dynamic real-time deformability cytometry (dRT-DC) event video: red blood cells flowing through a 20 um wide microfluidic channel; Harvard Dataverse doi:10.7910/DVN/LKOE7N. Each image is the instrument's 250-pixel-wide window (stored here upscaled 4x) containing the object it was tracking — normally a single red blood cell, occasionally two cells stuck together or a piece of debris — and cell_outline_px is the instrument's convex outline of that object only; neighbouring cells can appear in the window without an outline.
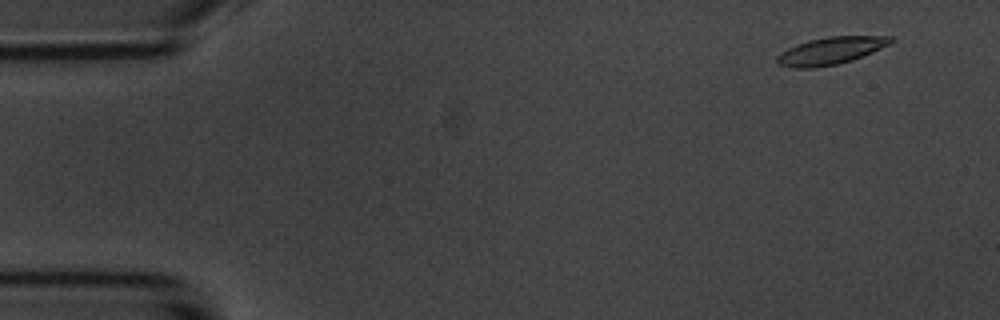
{"species": "common noctule bat (a hibernating species)", "species_latin": "Nyctalus noctula", "temperature_condition": "room temperature", "stored_images_in_passage": 5, "camera_frame_rate_fps": 3000, "um_per_image_px": 0.085, "animal": {"sex": "male", "body_mass_g": 20.1, "forearm_length_mm": 53.5}, "frame": {"image": 1, "passage_image": 1, "time_ms": 0.0, "image_size_px": [1000, 320], "cell_outline_px": [[896, 40], [892, 44], [852, 60], [836, 64], [816, 68], [792, 68], [776, 64], [776, 56], [788, 48], [796, 44], [828, 36], [892, 36]], "centroid_in_image_um": [70.63, 4.32], "position_along_channel_um": 14.4, "area_um2": 18.21}}
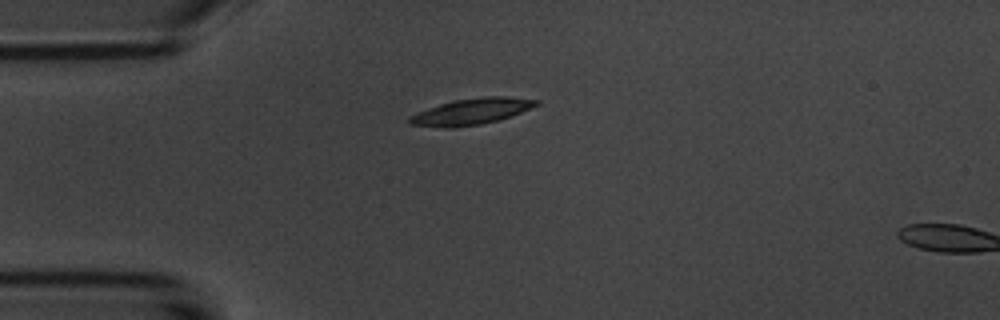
{"frame": {"image": 2, "passage_image": 4, "time_ms": 3.333, "image_size_px": [1000, 320], "cell_outline_px": [[540, 104], [520, 112], [496, 120], [480, 124], [408, 124], [408, 116], [428, 108], [440, 104], [456, 100], [484, 96], [508, 96], [540, 100]], "centroid_in_image_um": [40.19, 9.4], "position_along_channel_um": 44.8, "area_um2": 18.03}}
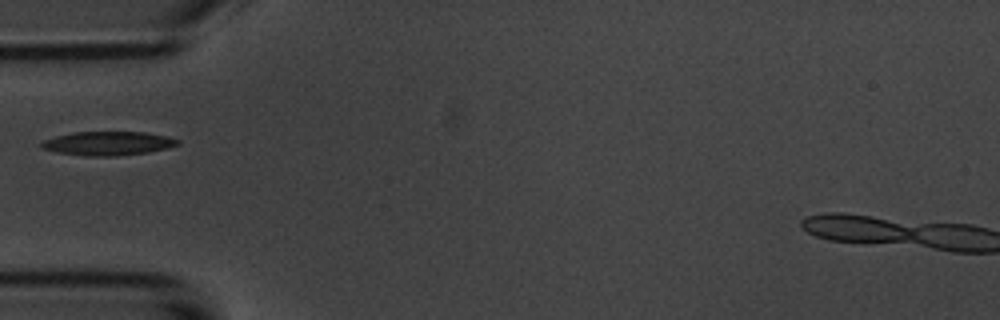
{"frame": {"image": 3, "passage_image": 5, "time_ms": 4.667, "image_size_px": [1000, 320], "cell_outline_px": [[180, 144], [148, 152], [116, 156], [84, 156], [56, 152], [40, 148], [40, 144], [44, 140], [56, 136], [72, 132], [144, 132], [168, 136], [180, 140]], "centroid_in_image_um": [9.15, 12.19], "position_along_channel_um": 75.8, "area_um2": 18.96}}